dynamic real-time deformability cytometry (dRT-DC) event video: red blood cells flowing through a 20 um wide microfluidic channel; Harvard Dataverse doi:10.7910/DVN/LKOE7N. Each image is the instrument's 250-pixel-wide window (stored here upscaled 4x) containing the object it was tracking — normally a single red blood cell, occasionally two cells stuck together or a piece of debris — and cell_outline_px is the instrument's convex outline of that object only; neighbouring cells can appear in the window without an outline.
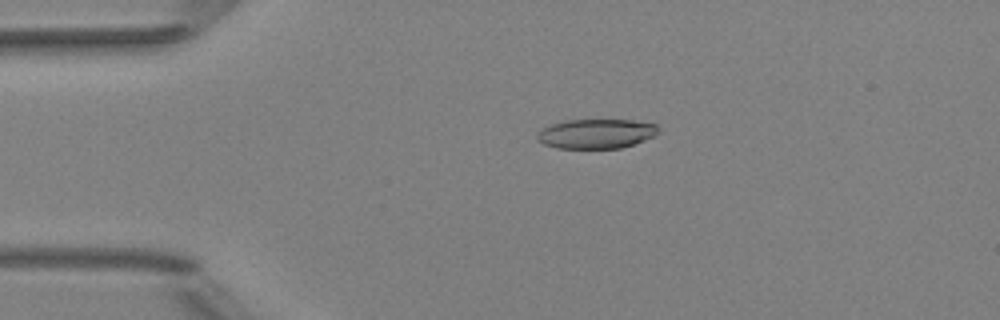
{"species": "Egyptian fruit bat (a non-hibernating species)", "species_latin": "Rousettus aegyptiacus", "temperature_condition": "room temperature", "stored_images_in_passage": 49, "camera_frame_rate_fps": 3000, "um_per_image_px": 0.085, "animal": {"sex": "female"}, "frame": {"image": 1, "passage_image": 9, "time_ms": 2.667, "image_size_px": [1000, 320], "cell_outline_px": [[660, 128], [656, 136], [620, 148], [556, 148], [544, 144], [536, 140], [536, 136], [540, 128], [564, 120], [632, 120], [656, 124]], "centroid_in_image_um": [50.66, 11.36], "position_along_channel_um": 34.3, "area_um2": 20.98}}
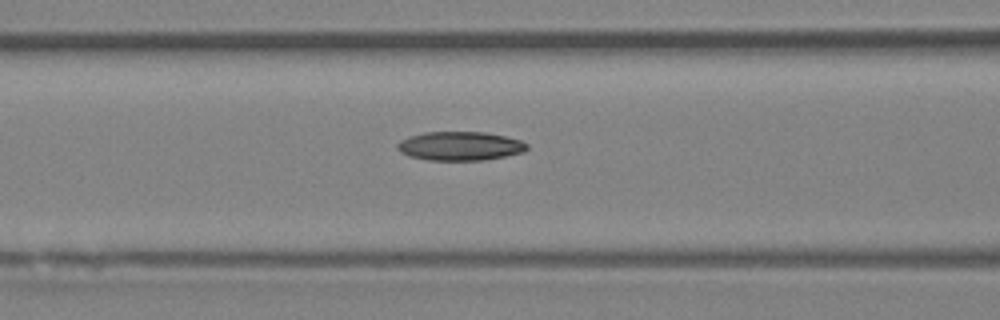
{"frame": {"image": 2, "passage_image": 19, "time_ms": 6.0, "image_size_px": [1000, 320], "cell_outline_px": [[528, 148], [524, 152], [484, 160], [428, 160], [408, 156], [400, 152], [396, 148], [396, 144], [400, 140], [424, 132], [484, 132], [504, 136], [520, 140], [528, 144]], "centroid_in_image_um": [39.08, 12.41], "position_along_channel_um": 127.5, "area_um2": 21.79}}
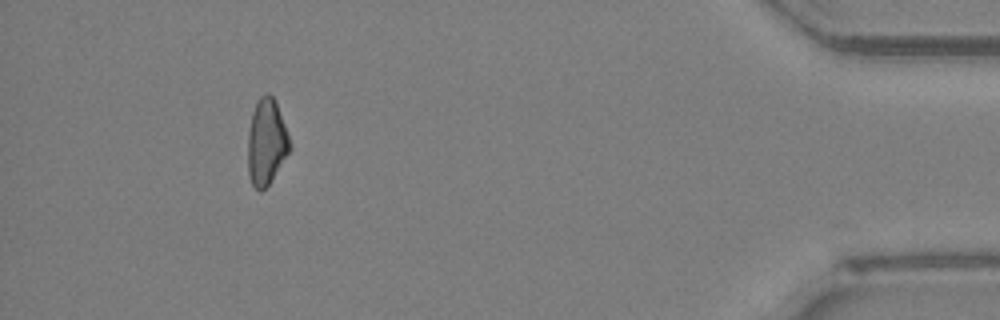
{"frame": {"image": 3, "passage_image": 45, "time_ms": 14.667, "image_size_px": [1000, 320], "cell_outline_px": [[292, 148], [268, 184], [260, 192], [252, 184], [248, 172], [248, 132], [252, 112], [260, 96], [264, 92], [268, 92], [276, 100]], "centroid_in_image_um": [22.64, 12.04], "position_along_channel_um": 412.6, "area_um2": 20.87}, "authors_computed_cell_mechanics": {"area_um2": 21.5016, "velocity_mm_per_s": 4.0244, "shape_relaxation_time_tau1_ms": null, "shape_relaxation_time_tau2_ms": 6.0247, "deformation_change_tau1": null, "deformation_change_tau2": 0.1373}}